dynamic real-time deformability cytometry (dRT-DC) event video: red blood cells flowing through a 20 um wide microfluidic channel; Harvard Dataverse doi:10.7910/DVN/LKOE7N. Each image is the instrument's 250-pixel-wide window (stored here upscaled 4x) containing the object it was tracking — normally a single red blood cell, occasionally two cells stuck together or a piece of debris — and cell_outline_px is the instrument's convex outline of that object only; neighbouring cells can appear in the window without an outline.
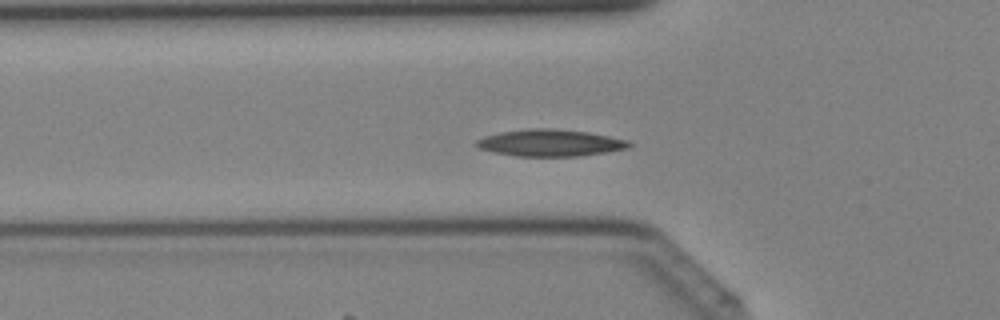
{"species": "Egyptian fruit bat (a non-hibernating species)", "species_latin": "Rousettus aegyptiacus", "temperature_condition": "cold", "stored_images_in_passage": 41, "camera_frame_rate_fps": 3000, "um_per_image_px": 0.085, "animal": {"sex": "female"}, "frame": {"image": 1, "passage_image": 14, "time_ms": 4.333, "image_size_px": [1000, 320], "cell_outline_px": [[632, 144], [628, 148], [608, 152], [580, 156], [516, 156], [492, 152], [480, 148], [476, 144], [476, 140], [484, 136], [500, 132], [528, 128], [556, 128], [588, 132], [628, 140]], "centroid_in_image_um": [46.77, 12.14], "position_along_channel_um": 79.0, "area_um2": 23.99}}
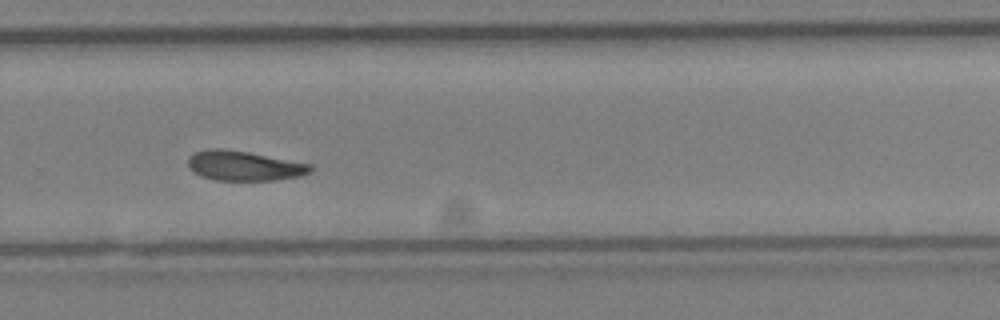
{"frame": {"image": 2, "passage_image": 28, "time_ms": 9.0, "image_size_px": [1000, 320], "cell_outline_px": [[312, 172], [300, 176], [272, 180], [216, 180], [200, 176], [192, 172], [188, 168], [188, 156], [196, 152], [208, 148], [224, 148], [248, 152], [312, 164]], "centroid_in_image_um": [20.71, 14.09], "position_along_channel_um": 309.1, "area_um2": 21.39}}
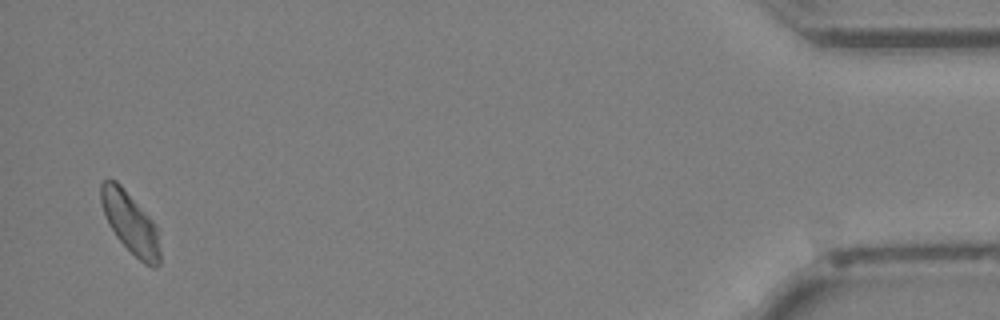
{"frame": {"image": 3, "passage_image": 40, "time_ms": 13.0, "image_size_px": [1000, 320], "cell_outline_px": [[160, 264], [156, 268], [152, 268], [144, 264], [116, 236], [108, 224], [100, 200], [100, 184], [108, 176], [116, 180], [120, 184], [160, 228]], "centroid_in_image_um": [11.11, 18.93], "position_along_channel_um": 424.1, "area_um2": 21.44}}